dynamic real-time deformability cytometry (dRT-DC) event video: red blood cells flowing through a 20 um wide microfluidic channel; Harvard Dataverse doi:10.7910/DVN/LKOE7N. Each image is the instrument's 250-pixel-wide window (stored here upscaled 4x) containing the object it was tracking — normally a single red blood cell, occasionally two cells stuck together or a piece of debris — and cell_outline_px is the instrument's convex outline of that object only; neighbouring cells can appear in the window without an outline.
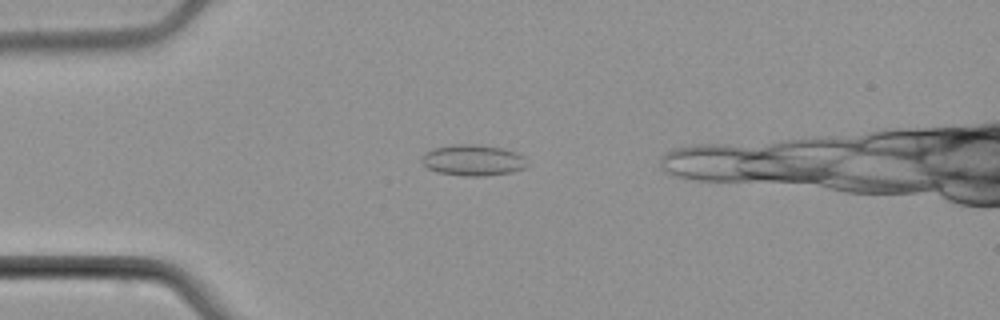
{"species": "common noctule bat (a hibernating species)", "species_latin": "Nyctalus noctula", "temperature_condition": "cold", "stored_images_in_passage": 5, "camera_frame_rate_fps": 3000, "um_per_image_px": 0.085, "animal": {"sex": "male", "body_mass_g": 21.5, "forearm_length_mm": 52.0}, "frame": {"image": 1, "passage_image": 3, "time_ms": 2.333, "image_size_px": [1000, 320], "cell_outline_px": [[528, 164], [524, 168], [512, 172], [484, 176], [464, 176], [436, 172], [428, 168], [420, 160], [428, 152], [436, 148], [452, 144], [476, 144], [504, 148], [516, 152], [524, 156]], "centroid_in_image_um": [40.25, 13.62], "position_along_channel_um": 44.8, "area_um2": 19.07}}